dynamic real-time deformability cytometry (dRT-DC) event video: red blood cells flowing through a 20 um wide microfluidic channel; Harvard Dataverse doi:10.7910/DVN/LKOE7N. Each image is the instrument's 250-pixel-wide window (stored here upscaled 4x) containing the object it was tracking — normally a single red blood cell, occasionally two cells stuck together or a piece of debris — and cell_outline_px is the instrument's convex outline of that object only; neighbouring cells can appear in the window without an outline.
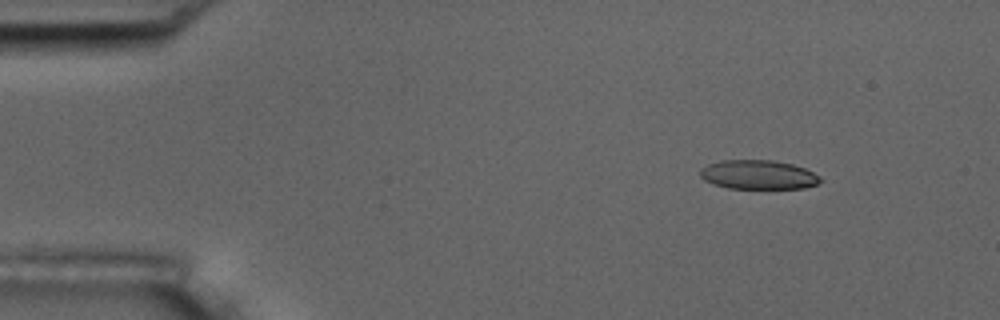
{"species": "common noctule bat (a hibernating species)", "species_latin": "Nyctalus noctula", "temperature_condition": "room temperature", "stored_images_in_passage": 4, "camera_frame_rate_fps": 3000, "um_per_image_px": 0.085, "animal": {"sex": "male", "body_mass_g": 17.5, "forearm_length_mm": 52.3}, "frame": {"image": 1, "passage_image": 1, "time_ms": 0.0, "image_size_px": [1000, 320], "cell_outline_px": [[824, 180], [816, 184], [804, 188], [728, 188], [712, 184], [704, 180], [700, 176], [700, 168], [708, 164], [720, 160], [772, 160], [792, 164], [804, 168], [820, 176]], "centroid_in_image_um": [64.43, 14.85], "position_along_channel_um": 20.6, "area_um2": 20.46}}
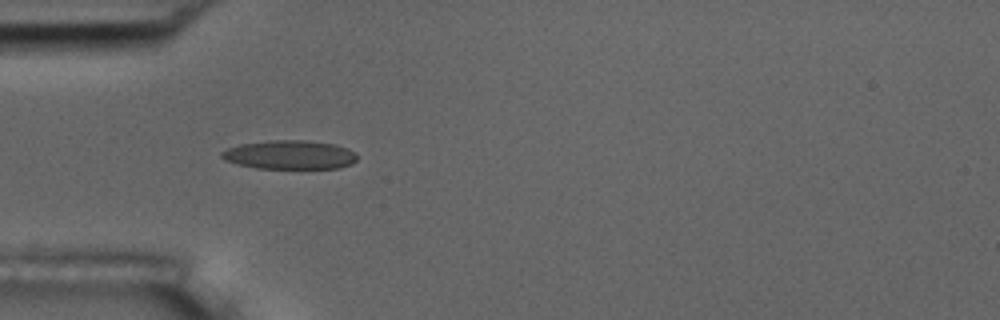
{"frame": {"image": 2, "passage_image": 3, "time_ms": 3.333, "image_size_px": [1000, 320], "cell_outline_px": [[356, 160], [352, 164], [340, 168], [256, 168], [236, 164], [224, 160], [220, 156], [220, 152], [228, 148], [240, 144], [272, 140], [304, 140], [336, 144], [348, 148], [356, 152]], "centroid_in_image_um": [24.63, 13.15], "position_along_channel_um": 60.4, "area_um2": 22.95}}